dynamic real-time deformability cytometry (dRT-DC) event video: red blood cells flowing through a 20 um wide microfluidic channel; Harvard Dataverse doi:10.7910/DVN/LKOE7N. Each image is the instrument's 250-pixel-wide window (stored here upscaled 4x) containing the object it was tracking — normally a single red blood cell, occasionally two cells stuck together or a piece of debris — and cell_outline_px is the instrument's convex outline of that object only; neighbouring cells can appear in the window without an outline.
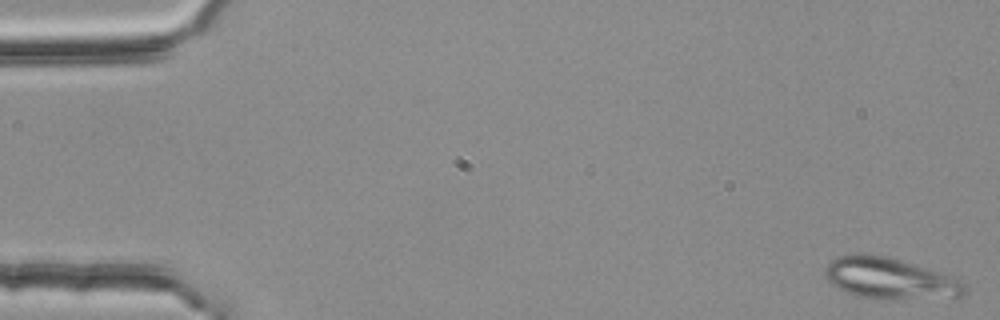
{"species": "common noctule bat (a hibernating species)", "species_latin": "Nyctalus noctula", "temperature_condition": "room temperature", "stored_images_in_passage": 52, "camera_frame_rate_fps": 3000, "um_per_image_px": 0.085, "animal": {"sex": "female", "body_mass_g": 25.1}, "frame": {"image": 1, "passage_image": 1, "time_ms": 0.0, "image_size_px": [1000, 320], "cell_outline_px": [[968, 292], [960, 296], [876, 300], [856, 296], [832, 284], [824, 276], [824, 268], [836, 256], [884, 256], [924, 268], [960, 280], [968, 288]], "centroid_in_image_um": [75.61, 23.72], "position_along_channel_um": 9.4, "area_um2": 32.48}}
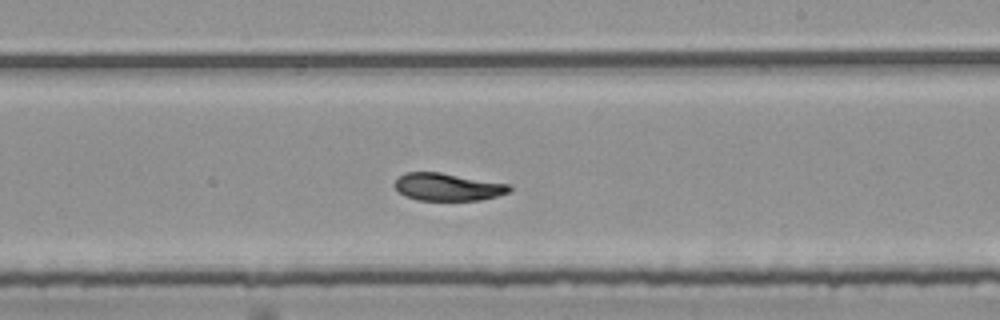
{"frame": {"image": 2, "passage_image": 32, "time_ms": 10.333, "image_size_px": [1000, 320], "cell_outline_px": [[512, 188], [508, 192], [496, 196], [480, 200], [416, 200], [404, 196], [392, 184], [404, 172], [440, 172], [508, 184]], "centroid_in_image_um": [38.01, 15.89], "position_along_channel_um": 251.0, "area_um2": 18.32}}
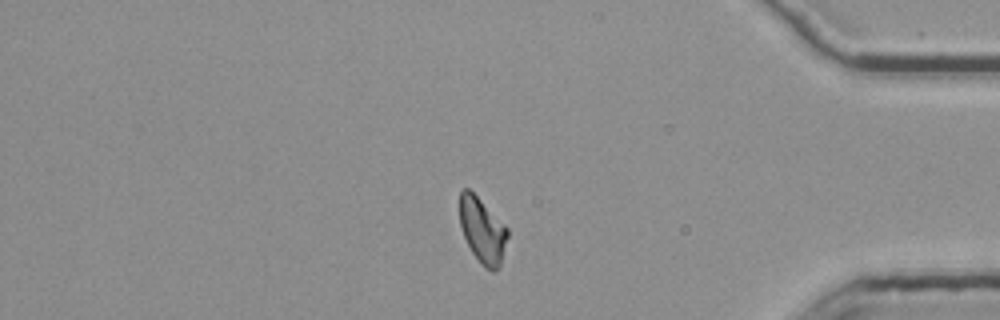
{"frame": {"image": 3, "passage_image": 46, "time_ms": 15.0, "image_size_px": [1000, 320], "cell_outline_px": [[508, 236], [500, 264], [496, 272], [492, 272], [484, 268], [480, 264], [472, 252], [464, 236], [460, 224], [460, 192], [464, 188], [468, 188], [508, 228]], "centroid_in_image_um": [41.01, 19.63], "position_along_channel_um": 394.2, "area_um2": 17.98}, "authors_computed_cell_mechanics": {"area_um2": 19.2185, "velocity_mm_per_s": 3.739, "shape_relaxation_time_tau1_ms": 9.8956, "shape_relaxation_time_tau2_ms": 11.399, "deformation_change_tau1": 0.2189, "deformation_change_tau2": 0.1392}}